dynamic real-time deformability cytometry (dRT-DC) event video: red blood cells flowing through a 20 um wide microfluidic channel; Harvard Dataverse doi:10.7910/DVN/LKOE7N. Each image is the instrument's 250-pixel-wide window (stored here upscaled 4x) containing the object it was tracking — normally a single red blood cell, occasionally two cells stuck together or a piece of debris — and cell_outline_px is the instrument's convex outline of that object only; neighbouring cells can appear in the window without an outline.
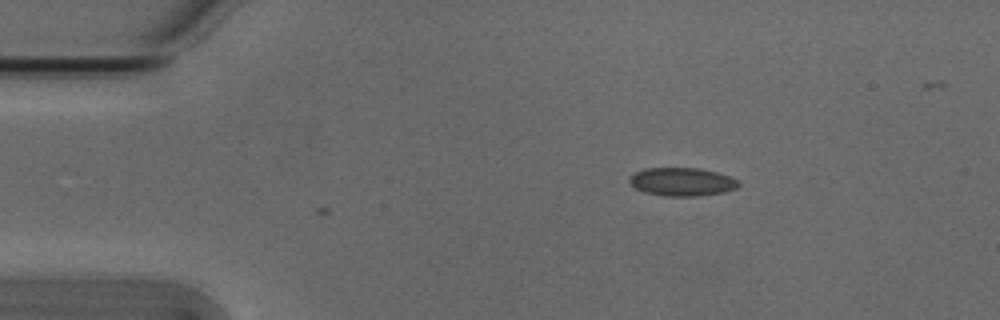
{"species": "Egyptian fruit bat (a non-hibernating species)", "species_latin": "Rousettus aegyptiacus", "temperature_condition": "cold", "stored_images_in_passage": 4, "camera_frame_rate_fps": 3000, "um_per_image_px": 0.085, "animal": {"sex": "male"}, "frame": {"image": 1, "passage_image": 4, "time_ms": 1.0, "image_size_px": [1000, 320], "cell_outline_px": [[740, 184], [736, 188], [724, 192], [696, 196], [664, 196], [644, 192], [636, 188], [628, 180], [628, 176], [644, 168], [700, 168], [716, 172], [740, 180]], "centroid_in_image_um": [57.96, 15.45], "position_along_channel_um": 27.0, "area_um2": 18.03}}